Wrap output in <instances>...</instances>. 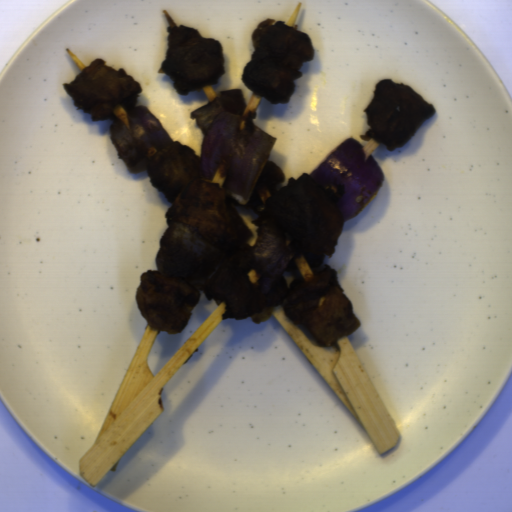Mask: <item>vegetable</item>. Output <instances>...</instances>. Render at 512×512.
Wrapping results in <instances>:
<instances>
[{
    "mask_svg": "<svg viewBox=\"0 0 512 512\" xmlns=\"http://www.w3.org/2000/svg\"><path fill=\"white\" fill-rule=\"evenodd\" d=\"M226 253L214 247L182 220H168L156 254L157 270L164 276L205 291Z\"/></svg>",
    "mask_w": 512,
    "mask_h": 512,
    "instance_id": "3",
    "label": "vegetable"
},
{
    "mask_svg": "<svg viewBox=\"0 0 512 512\" xmlns=\"http://www.w3.org/2000/svg\"><path fill=\"white\" fill-rule=\"evenodd\" d=\"M108 130L121 159L136 174L144 172L153 156L173 143L160 120L143 105L129 108Z\"/></svg>",
    "mask_w": 512,
    "mask_h": 512,
    "instance_id": "4",
    "label": "vegetable"
},
{
    "mask_svg": "<svg viewBox=\"0 0 512 512\" xmlns=\"http://www.w3.org/2000/svg\"><path fill=\"white\" fill-rule=\"evenodd\" d=\"M240 89L221 90L216 99L191 111L204 138L197 176L216 183L225 196L245 205L276 138L243 115Z\"/></svg>",
    "mask_w": 512,
    "mask_h": 512,
    "instance_id": "1",
    "label": "vegetable"
},
{
    "mask_svg": "<svg viewBox=\"0 0 512 512\" xmlns=\"http://www.w3.org/2000/svg\"><path fill=\"white\" fill-rule=\"evenodd\" d=\"M257 238L249 253L253 267L261 281L262 294L269 292L278 279L288 272L298 270L297 259H305L307 266L325 263V253H303L294 248L293 240L280 228L259 226Z\"/></svg>",
    "mask_w": 512,
    "mask_h": 512,
    "instance_id": "5",
    "label": "vegetable"
},
{
    "mask_svg": "<svg viewBox=\"0 0 512 512\" xmlns=\"http://www.w3.org/2000/svg\"><path fill=\"white\" fill-rule=\"evenodd\" d=\"M310 178L336 204L344 223L364 209L384 175L374 156L365 159L360 142L348 138L318 165Z\"/></svg>",
    "mask_w": 512,
    "mask_h": 512,
    "instance_id": "2",
    "label": "vegetable"
}]
</instances>
